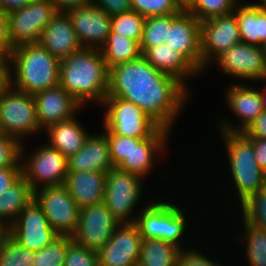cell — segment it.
I'll use <instances>...</instances> for the list:
<instances>
[{
  "label": "cell",
  "mask_w": 266,
  "mask_h": 266,
  "mask_svg": "<svg viewBox=\"0 0 266 266\" xmlns=\"http://www.w3.org/2000/svg\"><path fill=\"white\" fill-rule=\"evenodd\" d=\"M187 89L176 77L155 69L143 57L109 68L107 96L134 103L169 130L185 108L190 91Z\"/></svg>",
  "instance_id": "1"
},
{
  "label": "cell",
  "mask_w": 266,
  "mask_h": 266,
  "mask_svg": "<svg viewBox=\"0 0 266 266\" xmlns=\"http://www.w3.org/2000/svg\"><path fill=\"white\" fill-rule=\"evenodd\" d=\"M109 69L99 49L82 50L60 60L59 85L83 107L102 104L108 92Z\"/></svg>",
  "instance_id": "2"
},
{
  "label": "cell",
  "mask_w": 266,
  "mask_h": 266,
  "mask_svg": "<svg viewBox=\"0 0 266 266\" xmlns=\"http://www.w3.org/2000/svg\"><path fill=\"white\" fill-rule=\"evenodd\" d=\"M9 62L10 85L19 91L34 96L59 86L60 60L39 43L14 47Z\"/></svg>",
  "instance_id": "3"
},
{
  "label": "cell",
  "mask_w": 266,
  "mask_h": 266,
  "mask_svg": "<svg viewBox=\"0 0 266 266\" xmlns=\"http://www.w3.org/2000/svg\"><path fill=\"white\" fill-rule=\"evenodd\" d=\"M227 147L228 163L239 205L266 186V172L255 159L252 141L243 132L220 131Z\"/></svg>",
  "instance_id": "4"
},
{
  "label": "cell",
  "mask_w": 266,
  "mask_h": 266,
  "mask_svg": "<svg viewBox=\"0 0 266 266\" xmlns=\"http://www.w3.org/2000/svg\"><path fill=\"white\" fill-rule=\"evenodd\" d=\"M141 209L135 223L143 239H161L184 248L180 240L187 225L186 215L181 207L172 202L155 200Z\"/></svg>",
  "instance_id": "5"
},
{
  "label": "cell",
  "mask_w": 266,
  "mask_h": 266,
  "mask_svg": "<svg viewBox=\"0 0 266 266\" xmlns=\"http://www.w3.org/2000/svg\"><path fill=\"white\" fill-rule=\"evenodd\" d=\"M41 131L34 96L10 85L0 96V132L22 144L23 137Z\"/></svg>",
  "instance_id": "6"
},
{
  "label": "cell",
  "mask_w": 266,
  "mask_h": 266,
  "mask_svg": "<svg viewBox=\"0 0 266 266\" xmlns=\"http://www.w3.org/2000/svg\"><path fill=\"white\" fill-rule=\"evenodd\" d=\"M25 146H20L22 175L33 192L44 187L64 185L68 174V158L49 144L36 148L25 158ZM24 153V154H23ZM27 159V160H26Z\"/></svg>",
  "instance_id": "7"
},
{
  "label": "cell",
  "mask_w": 266,
  "mask_h": 266,
  "mask_svg": "<svg viewBox=\"0 0 266 266\" xmlns=\"http://www.w3.org/2000/svg\"><path fill=\"white\" fill-rule=\"evenodd\" d=\"M144 179L114 167L106 172V185L103 203L120 223H135L132 215L135 205L141 201ZM135 217V218H134Z\"/></svg>",
  "instance_id": "8"
},
{
  "label": "cell",
  "mask_w": 266,
  "mask_h": 266,
  "mask_svg": "<svg viewBox=\"0 0 266 266\" xmlns=\"http://www.w3.org/2000/svg\"><path fill=\"white\" fill-rule=\"evenodd\" d=\"M104 129L114 135L134 138L150 137L160 125L134 103L118 97L106 96Z\"/></svg>",
  "instance_id": "9"
},
{
  "label": "cell",
  "mask_w": 266,
  "mask_h": 266,
  "mask_svg": "<svg viewBox=\"0 0 266 266\" xmlns=\"http://www.w3.org/2000/svg\"><path fill=\"white\" fill-rule=\"evenodd\" d=\"M57 13L50 0H32L26 7L8 13L12 46L38 43L42 32Z\"/></svg>",
  "instance_id": "10"
},
{
  "label": "cell",
  "mask_w": 266,
  "mask_h": 266,
  "mask_svg": "<svg viewBox=\"0 0 266 266\" xmlns=\"http://www.w3.org/2000/svg\"><path fill=\"white\" fill-rule=\"evenodd\" d=\"M49 225L60 236H72L77 229L80 208L65 185L44 187L34 192Z\"/></svg>",
  "instance_id": "11"
},
{
  "label": "cell",
  "mask_w": 266,
  "mask_h": 266,
  "mask_svg": "<svg viewBox=\"0 0 266 266\" xmlns=\"http://www.w3.org/2000/svg\"><path fill=\"white\" fill-rule=\"evenodd\" d=\"M7 233L20 245L38 251L60 236L50 225L42 207L33 198L7 228Z\"/></svg>",
  "instance_id": "12"
},
{
  "label": "cell",
  "mask_w": 266,
  "mask_h": 266,
  "mask_svg": "<svg viewBox=\"0 0 266 266\" xmlns=\"http://www.w3.org/2000/svg\"><path fill=\"white\" fill-rule=\"evenodd\" d=\"M120 222L104 203L80 209L77 229L73 241L80 246L98 252L111 239Z\"/></svg>",
  "instance_id": "13"
},
{
  "label": "cell",
  "mask_w": 266,
  "mask_h": 266,
  "mask_svg": "<svg viewBox=\"0 0 266 266\" xmlns=\"http://www.w3.org/2000/svg\"><path fill=\"white\" fill-rule=\"evenodd\" d=\"M240 42H242L241 35L234 13L202 21L200 24L202 72L205 67H209V62H214L223 52Z\"/></svg>",
  "instance_id": "14"
},
{
  "label": "cell",
  "mask_w": 266,
  "mask_h": 266,
  "mask_svg": "<svg viewBox=\"0 0 266 266\" xmlns=\"http://www.w3.org/2000/svg\"><path fill=\"white\" fill-rule=\"evenodd\" d=\"M227 76L244 80H266V61L263 47L237 43L214 60Z\"/></svg>",
  "instance_id": "15"
},
{
  "label": "cell",
  "mask_w": 266,
  "mask_h": 266,
  "mask_svg": "<svg viewBox=\"0 0 266 266\" xmlns=\"http://www.w3.org/2000/svg\"><path fill=\"white\" fill-rule=\"evenodd\" d=\"M142 241L136 223H120L97 252L99 266H138Z\"/></svg>",
  "instance_id": "16"
},
{
  "label": "cell",
  "mask_w": 266,
  "mask_h": 266,
  "mask_svg": "<svg viewBox=\"0 0 266 266\" xmlns=\"http://www.w3.org/2000/svg\"><path fill=\"white\" fill-rule=\"evenodd\" d=\"M83 48L100 49L110 33L111 16L92 2L65 11Z\"/></svg>",
  "instance_id": "17"
},
{
  "label": "cell",
  "mask_w": 266,
  "mask_h": 266,
  "mask_svg": "<svg viewBox=\"0 0 266 266\" xmlns=\"http://www.w3.org/2000/svg\"><path fill=\"white\" fill-rule=\"evenodd\" d=\"M226 90L228 107L241 122L235 126L227 119H220L218 122L220 131L244 132L263 112L261 91L254 89L252 85L248 87L243 83L231 85Z\"/></svg>",
  "instance_id": "18"
},
{
  "label": "cell",
  "mask_w": 266,
  "mask_h": 266,
  "mask_svg": "<svg viewBox=\"0 0 266 266\" xmlns=\"http://www.w3.org/2000/svg\"><path fill=\"white\" fill-rule=\"evenodd\" d=\"M200 24L201 22L189 11H182L172 22L166 44L180 52L202 73Z\"/></svg>",
  "instance_id": "19"
},
{
  "label": "cell",
  "mask_w": 266,
  "mask_h": 266,
  "mask_svg": "<svg viewBox=\"0 0 266 266\" xmlns=\"http://www.w3.org/2000/svg\"><path fill=\"white\" fill-rule=\"evenodd\" d=\"M38 122L41 130L75 116L83 106L62 86L45 89L34 95Z\"/></svg>",
  "instance_id": "20"
},
{
  "label": "cell",
  "mask_w": 266,
  "mask_h": 266,
  "mask_svg": "<svg viewBox=\"0 0 266 266\" xmlns=\"http://www.w3.org/2000/svg\"><path fill=\"white\" fill-rule=\"evenodd\" d=\"M171 130L165 127H159L148 138L131 137V151L129 157H126L117 167L120 170L127 171L145 178V175L153 169L154 157L158 153H164V149L169 139ZM170 132V133H169Z\"/></svg>",
  "instance_id": "21"
},
{
  "label": "cell",
  "mask_w": 266,
  "mask_h": 266,
  "mask_svg": "<svg viewBox=\"0 0 266 266\" xmlns=\"http://www.w3.org/2000/svg\"><path fill=\"white\" fill-rule=\"evenodd\" d=\"M38 43L59 60L83 49L70 17L64 11H58L52 18Z\"/></svg>",
  "instance_id": "22"
},
{
  "label": "cell",
  "mask_w": 266,
  "mask_h": 266,
  "mask_svg": "<svg viewBox=\"0 0 266 266\" xmlns=\"http://www.w3.org/2000/svg\"><path fill=\"white\" fill-rule=\"evenodd\" d=\"M64 185L80 209L101 204L105 195L106 172L68 171Z\"/></svg>",
  "instance_id": "23"
},
{
  "label": "cell",
  "mask_w": 266,
  "mask_h": 266,
  "mask_svg": "<svg viewBox=\"0 0 266 266\" xmlns=\"http://www.w3.org/2000/svg\"><path fill=\"white\" fill-rule=\"evenodd\" d=\"M114 168L104 133L89 135L83 147L68 158V171L108 172Z\"/></svg>",
  "instance_id": "24"
},
{
  "label": "cell",
  "mask_w": 266,
  "mask_h": 266,
  "mask_svg": "<svg viewBox=\"0 0 266 266\" xmlns=\"http://www.w3.org/2000/svg\"><path fill=\"white\" fill-rule=\"evenodd\" d=\"M142 57L155 69L176 77L186 87V80L200 72L180 53L165 44L148 47Z\"/></svg>",
  "instance_id": "25"
},
{
  "label": "cell",
  "mask_w": 266,
  "mask_h": 266,
  "mask_svg": "<svg viewBox=\"0 0 266 266\" xmlns=\"http://www.w3.org/2000/svg\"><path fill=\"white\" fill-rule=\"evenodd\" d=\"M76 116L49 126L45 131L48 134V143L65 157L77 153L84 145L90 134Z\"/></svg>",
  "instance_id": "26"
},
{
  "label": "cell",
  "mask_w": 266,
  "mask_h": 266,
  "mask_svg": "<svg viewBox=\"0 0 266 266\" xmlns=\"http://www.w3.org/2000/svg\"><path fill=\"white\" fill-rule=\"evenodd\" d=\"M241 40L245 44L263 47L266 44V10L255 4H237L235 11Z\"/></svg>",
  "instance_id": "27"
},
{
  "label": "cell",
  "mask_w": 266,
  "mask_h": 266,
  "mask_svg": "<svg viewBox=\"0 0 266 266\" xmlns=\"http://www.w3.org/2000/svg\"><path fill=\"white\" fill-rule=\"evenodd\" d=\"M33 198L31 186L21 175L0 195V222L8 228Z\"/></svg>",
  "instance_id": "28"
},
{
  "label": "cell",
  "mask_w": 266,
  "mask_h": 266,
  "mask_svg": "<svg viewBox=\"0 0 266 266\" xmlns=\"http://www.w3.org/2000/svg\"><path fill=\"white\" fill-rule=\"evenodd\" d=\"M107 68L142 57L141 42L110 30L106 42L99 49Z\"/></svg>",
  "instance_id": "29"
},
{
  "label": "cell",
  "mask_w": 266,
  "mask_h": 266,
  "mask_svg": "<svg viewBox=\"0 0 266 266\" xmlns=\"http://www.w3.org/2000/svg\"><path fill=\"white\" fill-rule=\"evenodd\" d=\"M181 250L161 239H143L138 266H176Z\"/></svg>",
  "instance_id": "30"
},
{
  "label": "cell",
  "mask_w": 266,
  "mask_h": 266,
  "mask_svg": "<svg viewBox=\"0 0 266 266\" xmlns=\"http://www.w3.org/2000/svg\"><path fill=\"white\" fill-rule=\"evenodd\" d=\"M146 17L141 38L142 53L148 48L166 43L173 20L181 13Z\"/></svg>",
  "instance_id": "31"
},
{
  "label": "cell",
  "mask_w": 266,
  "mask_h": 266,
  "mask_svg": "<svg viewBox=\"0 0 266 266\" xmlns=\"http://www.w3.org/2000/svg\"><path fill=\"white\" fill-rule=\"evenodd\" d=\"M246 256L250 266H266V231L242 221Z\"/></svg>",
  "instance_id": "32"
},
{
  "label": "cell",
  "mask_w": 266,
  "mask_h": 266,
  "mask_svg": "<svg viewBox=\"0 0 266 266\" xmlns=\"http://www.w3.org/2000/svg\"><path fill=\"white\" fill-rule=\"evenodd\" d=\"M35 251L16 242L8 233L0 244V266H32Z\"/></svg>",
  "instance_id": "33"
},
{
  "label": "cell",
  "mask_w": 266,
  "mask_h": 266,
  "mask_svg": "<svg viewBox=\"0 0 266 266\" xmlns=\"http://www.w3.org/2000/svg\"><path fill=\"white\" fill-rule=\"evenodd\" d=\"M73 242L72 236H58L45 248L35 251L32 266H64L68 247Z\"/></svg>",
  "instance_id": "34"
},
{
  "label": "cell",
  "mask_w": 266,
  "mask_h": 266,
  "mask_svg": "<svg viewBox=\"0 0 266 266\" xmlns=\"http://www.w3.org/2000/svg\"><path fill=\"white\" fill-rule=\"evenodd\" d=\"M146 17L130 10L111 16L110 30L132 40L141 41Z\"/></svg>",
  "instance_id": "35"
},
{
  "label": "cell",
  "mask_w": 266,
  "mask_h": 266,
  "mask_svg": "<svg viewBox=\"0 0 266 266\" xmlns=\"http://www.w3.org/2000/svg\"><path fill=\"white\" fill-rule=\"evenodd\" d=\"M240 207L244 221L266 231V186L252 194Z\"/></svg>",
  "instance_id": "36"
},
{
  "label": "cell",
  "mask_w": 266,
  "mask_h": 266,
  "mask_svg": "<svg viewBox=\"0 0 266 266\" xmlns=\"http://www.w3.org/2000/svg\"><path fill=\"white\" fill-rule=\"evenodd\" d=\"M240 0H197L189 12L200 22L231 14Z\"/></svg>",
  "instance_id": "37"
},
{
  "label": "cell",
  "mask_w": 266,
  "mask_h": 266,
  "mask_svg": "<svg viewBox=\"0 0 266 266\" xmlns=\"http://www.w3.org/2000/svg\"><path fill=\"white\" fill-rule=\"evenodd\" d=\"M131 8L144 17L177 14L174 0H131Z\"/></svg>",
  "instance_id": "38"
},
{
  "label": "cell",
  "mask_w": 266,
  "mask_h": 266,
  "mask_svg": "<svg viewBox=\"0 0 266 266\" xmlns=\"http://www.w3.org/2000/svg\"><path fill=\"white\" fill-rule=\"evenodd\" d=\"M103 133L106 135L108 141L112 164L114 167H118L130 155L131 137L114 135L107 129Z\"/></svg>",
  "instance_id": "39"
},
{
  "label": "cell",
  "mask_w": 266,
  "mask_h": 266,
  "mask_svg": "<svg viewBox=\"0 0 266 266\" xmlns=\"http://www.w3.org/2000/svg\"><path fill=\"white\" fill-rule=\"evenodd\" d=\"M20 146L21 144L15 138L0 132V168L22 166Z\"/></svg>",
  "instance_id": "40"
},
{
  "label": "cell",
  "mask_w": 266,
  "mask_h": 266,
  "mask_svg": "<svg viewBox=\"0 0 266 266\" xmlns=\"http://www.w3.org/2000/svg\"><path fill=\"white\" fill-rule=\"evenodd\" d=\"M64 266H99L98 254L73 242L68 247Z\"/></svg>",
  "instance_id": "41"
},
{
  "label": "cell",
  "mask_w": 266,
  "mask_h": 266,
  "mask_svg": "<svg viewBox=\"0 0 266 266\" xmlns=\"http://www.w3.org/2000/svg\"><path fill=\"white\" fill-rule=\"evenodd\" d=\"M198 251L193 248H183L178 256L176 266H222Z\"/></svg>",
  "instance_id": "42"
},
{
  "label": "cell",
  "mask_w": 266,
  "mask_h": 266,
  "mask_svg": "<svg viewBox=\"0 0 266 266\" xmlns=\"http://www.w3.org/2000/svg\"><path fill=\"white\" fill-rule=\"evenodd\" d=\"M91 2L110 16L132 10L131 0H91Z\"/></svg>",
  "instance_id": "43"
},
{
  "label": "cell",
  "mask_w": 266,
  "mask_h": 266,
  "mask_svg": "<svg viewBox=\"0 0 266 266\" xmlns=\"http://www.w3.org/2000/svg\"><path fill=\"white\" fill-rule=\"evenodd\" d=\"M13 48L9 38L7 14L0 10V57L9 58Z\"/></svg>",
  "instance_id": "44"
},
{
  "label": "cell",
  "mask_w": 266,
  "mask_h": 266,
  "mask_svg": "<svg viewBox=\"0 0 266 266\" xmlns=\"http://www.w3.org/2000/svg\"><path fill=\"white\" fill-rule=\"evenodd\" d=\"M22 175V166L0 168V195Z\"/></svg>",
  "instance_id": "45"
},
{
  "label": "cell",
  "mask_w": 266,
  "mask_h": 266,
  "mask_svg": "<svg viewBox=\"0 0 266 266\" xmlns=\"http://www.w3.org/2000/svg\"><path fill=\"white\" fill-rule=\"evenodd\" d=\"M243 133L247 137L266 139V112L263 111Z\"/></svg>",
  "instance_id": "46"
},
{
  "label": "cell",
  "mask_w": 266,
  "mask_h": 266,
  "mask_svg": "<svg viewBox=\"0 0 266 266\" xmlns=\"http://www.w3.org/2000/svg\"><path fill=\"white\" fill-rule=\"evenodd\" d=\"M253 143L255 159L259 167L266 172V139L248 137Z\"/></svg>",
  "instance_id": "47"
},
{
  "label": "cell",
  "mask_w": 266,
  "mask_h": 266,
  "mask_svg": "<svg viewBox=\"0 0 266 266\" xmlns=\"http://www.w3.org/2000/svg\"><path fill=\"white\" fill-rule=\"evenodd\" d=\"M10 86V62L9 58L0 57V96Z\"/></svg>",
  "instance_id": "48"
},
{
  "label": "cell",
  "mask_w": 266,
  "mask_h": 266,
  "mask_svg": "<svg viewBox=\"0 0 266 266\" xmlns=\"http://www.w3.org/2000/svg\"><path fill=\"white\" fill-rule=\"evenodd\" d=\"M32 0H0V10L6 14L24 8L31 3Z\"/></svg>",
  "instance_id": "49"
},
{
  "label": "cell",
  "mask_w": 266,
  "mask_h": 266,
  "mask_svg": "<svg viewBox=\"0 0 266 266\" xmlns=\"http://www.w3.org/2000/svg\"><path fill=\"white\" fill-rule=\"evenodd\" d=\"M58 11H66L70 8L91 3V0H50Z\"/></svg>",
  "instance_id": "50"
},
{
  "label": "cell",
  "mask_w": 266,
  "mask_h": 266,
  "mask_svg": "<svg viewBox=\"0 0 266 266\" xmlns=\"http://www.w3.org/2000/svg\"><path fill=\"white\" fill-rule=\"evenodd\" d=\"M174 2L181 11H189L197 0H174Z\"/></svg>",
  "instance_id": "51"
},
{
  "label": "cell",
  "mask_w": 266,
  "mask_h": 266,
  "mask_svg": "<svg viewBox=\"0 0 266 266\" xmlns=\"http://www.w3.org/2000/svg\"><path fill=\"white\" fill-rule=\"evenodd\" d=\"M262 89H263L261 90L262 108H263V111L266 112V85Z\"/></svg>",
  "instance_id": "52"
},
{
  "label": "cell",
  "mask_w": 266,
  "mask_h": 266,
  "mask_svg": "<svg viewBox=\"0 0 266 266\" xmlns=\"http://www.w3.org/2000/svg\"><path fill=\"white\" fill-rule=\"evenodd\" d=\"M6 234H7V228L0 222V244Z\"/></svg>",
  "instance_id": "53"
},
{
  "label": "cell",
  "mask_w": 266,
  "mask_h": 266,
  "mask_svg": "<svg viewBox=\"0 0 266 266\" xmlns=\"http://www.w3.org/2000/svg\"><path fill=\"white\" fill-rule=\"evenodd\" d=\"M260 2L261 3L255 4V5L263 10H266V0H261Z\"/></svg>",
  "instance_id": "54"
},
{
  "label": "cell",
  "mask_w": 266,
  "mask_h": 266,
  "mask_svg": "<svg viewBox=\"0 0 266 266\" xmlns=\"http://www.w3.org/2000/svg\"><path fill=\"white\" fill-rule=\"evenodd\" d=\"M264 55H265V61H266V44L263 46Z\"/></svg>",
  "instance_id": "55"
}]
</instances>
